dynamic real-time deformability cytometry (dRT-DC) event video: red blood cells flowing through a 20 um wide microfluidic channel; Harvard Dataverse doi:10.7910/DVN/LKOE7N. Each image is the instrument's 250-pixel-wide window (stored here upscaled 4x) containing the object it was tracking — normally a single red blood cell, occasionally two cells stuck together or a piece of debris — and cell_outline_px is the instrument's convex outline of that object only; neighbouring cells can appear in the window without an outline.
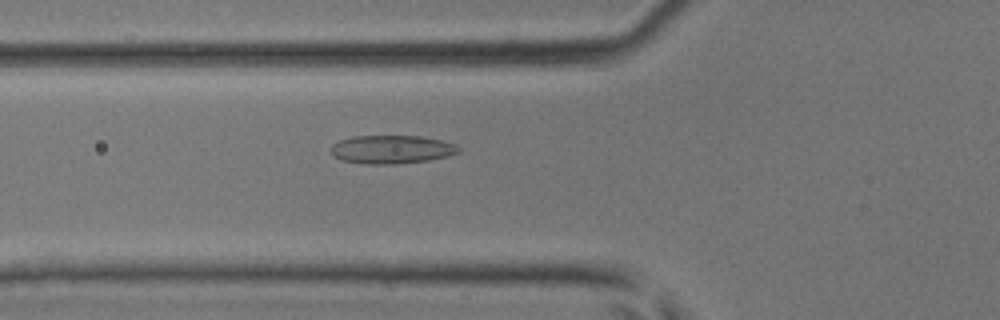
{"species": "common noctule bat (a hibernating species)", "species_latin": "Nyctalus noctula", "temperature_condition": "room temperature", "stored_images_in_passage": 37, "camera_frame_rate_fps": 3000, "um_per_image_px": 0.085, "animal": {"sex": "male", "body_mass_g": 17.9, "forearm_length_mm": 54.2}, "frame": {"image": 1, "passage_image": 8, "time_ms": 2.333, "image_size_px": [1000, 320], "cell_outline_px": [[460, 152], [448, 156], [428, 160], [396, 164], [364, 164], [344, 160], [332, 156], [328, 152], [328, 148], [332, 144], [340, 140], [352, 136], [420, 136], [440, 140], [456, 144], [460, 148]], "centroid_in_image_um": [33.24, 12.7], "position_along_channel_um": 92.6, "area_um2": 21.33}}
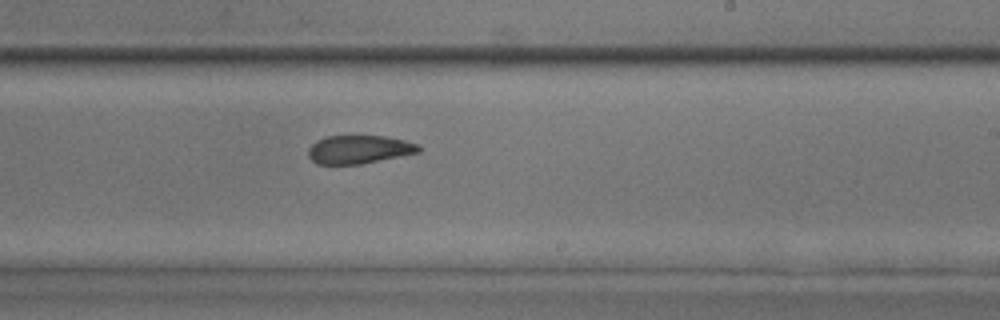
{"frame": {"image": 2, "passage_image": 19, "time_ms": 6.0, "image_size_px": [1000, 320], "cell_outline_px": [[420, 152], [360, 164], [316, 164], [308, 156], [308, 148], [316, 140], [324, 136], [384, 136], [404, 140], [420, 144]], "centroid_in_image_um": [30.5, 12.7], "position_along_channel_um": 258.5, "area_um2": 18.26}}
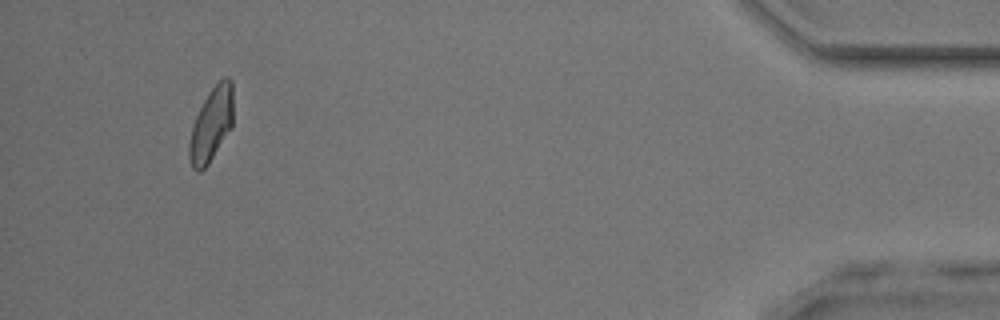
{"frame": {"image": 3, "passage_image": 34, "time_ms": 11.0, "image_size_px": [1000, 320], "cell_outline_px": [[232, 128], [208, 164], [200, 172], [196, 172], [192, 168], [188, 156], [188, 144], [192, 128], [196, 116], [208, 92], [224, 76], [228, 76], [232, 80]], "centroid_in_image_um": [17.96, 10.6], "position_along_channel_um": 417.2, "area_um2": 18.96}}